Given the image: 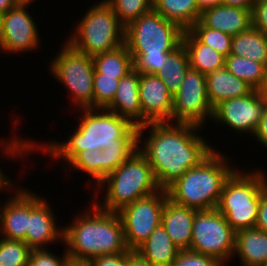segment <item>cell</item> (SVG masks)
I'll list each match as a JSON object with an SVG mask.
<instances>
[{"label": "cell", "instance_id": "28", "mask_svg": "<svg viewBox=\"0 0 267 266\" xmlns=\"http://www.w3.org/2000/svg\"><path fill=\"white\" fill-rule=\"evenodd\" d=\"M189 68L188 54L183 45H181L168 56L165 65L155 75L163 81L168 90L174 95L181 87Z\"/></svg>", "mask_w": 267, "mask_h": 266}, {"label": "cell", "instance_id": "5", "mask_svg": "<svg viewBox=\"0 0 267 266\" xmlns=\"http://www.w3.org/2000/svg\"><path fill=\"white\" fill-rule=\"evenodd\" d=\"M94 190V198L91 201L98 208L107 212H119L126 205L155 194L161 188L157 184L148 160L137 149L122 165L109 173ZM98 198L102 200L99 201Z\"/></svg>", "mask_w": 267, "mask_h": 266}, {"label": "cell", "instance_id": "8", "mask_svg": "<svg viewBox=\"0 0 267 266\" xmlns=\"http://www.w3.org/2000/svg\"><path fill=\"white\" fill-rule=\"evenodd\" d=\"M49 62V73L68 90L74 110L93 108V79L95 73L91 56L75 50L65 40ZM66 88V89H65Z\"/></svg>", "mask_w": 267, "mask_h": 266}, {"label": "cell", "instance_id": "33", "mask_svg": "<svg viewBox=\"0 0 267 266\" xmlns=\"http://www.w3.org/2000/svg\"><path fill=\"white\" fill-rule=\"evenodd\" d=\"M31 250L24 241L0 237V266H28Z\"/></svg>", "mask_w": 267, "mask_h": 266}, {"label": "cell", "instance_id": "48", "mask_svg": "<svg viewBox=\"0 0 267 266\" xmlns=\"http://www.w3.org/2000/svg\"><path fill=\"white\" fill-rule=\"evenodd\" d=\"M197 2L201 11L220 4V0H197Z\"/></svg>", "mask_w": 267, "mask_h": 266}, {"label": "cell", "instance_id": "9", "mask_svg": "<svg viewBox=\"0 0 267 266\" xmlns=\"http://www.w3.org/2000/svg\"><path fill=\"white\" fill-rule=\"evenodd\" d=\"M184 31L151 9L125 27L124 44L131 56L171 54L182 45Z\"/></svg>", "mask_w": 267, "mask_h": 266}, {"label": "cell", "instance_id": "1", "mask_svg": "<svg viewBox=\"0 0 267 266\" xmlns=\"http://www.w3.org/2000/svg\"><path fill=\"white\" fill-rule=\"evenodd\" d=\"M80 115L76 118L77 125L68 139L59 142L52 138L50 141H33L19 137L16 132L11 138H0V151L4 159L23 160L35 151L47 154L50 160H59L65 167L80 151L103 150L111 145H138V128L129 120L120 117L106 108L77 109ZM43 152V153H42ZM8 157V158H7ZM19 158V159H17ZM62 159V160H60ZM64 164V165H63Z\"/></svg>", "mask_w": 267, "mask_h": 266}, {"label": "cell", "instance_id": "29", "mask_svg": "<svg viewBox=\"0 0 267 266\" xmlns=\"http://www.w3.org/2000/svg\"><path fill=\"white\" fill-rule=\"evenodd\" d=\"M226 69L257 90L263 82L267 67L242 56L230 54L225 57Z\"/></svg>", "mask_w": 267, "mask_h": 266}, {"label": "cell", "instance_id": "31", "mask_svg": "<svg viewBox=\"0 0 267 266\" xmlns=\"http://www.w3.org/2000/svg\"><path fill=\"white\" fill-rule=\"evenodd\" d=\"M189 31L203 44L212 47L225 57L231 53L232 38L230 34L206 27L198 20Z\"/></svg>", "mask_w": 267, "mask_h": 266}, {"label": "cell", "instance_id": "4", "mask_svg": "<svg viewBox=\"0 0 267 266\" xmlns=\"http://www.w3.org/2000/svg\"><path fill=\"white\" fill-rule=\"evenodd\" d=\"M224 153L215 149L198 166L189 168L166 189L168 198L197 211L216 209L225 181L238 168Z\"/></svg>", "mask_w": 267, "mask_h": 266}, {"label": "cell", "instance_id": "25", "mask_svg": "<svg viewBox=\"0 0 267 266\" xmlns=\"http://www.w3.org/2000/svg\"><path fill=\"white\" fill-rule=\"evenodd\" d=\"M153 9L183 31L189 30L202 12L197 0H153Z\"/></svg>", "mask_w": 267, "mask_h": 266}, {"label": "cell", "instance_id": "43", "mask_svg": "<svg viewBox=\"0 0 267 266\" xmlns=\"http://www.w3.org/2000/svg\"><path fill=\"white\" fill-rule=\"evenodd\" d=\"M125 266H154L144 258H142L136 251H128Z\"/></svg>", "mask_w": 267, "mask_h": 266}, {"label": "cell", "instance_id": "22", "mask_svg": "<svg viewBox=\"0 0 267 266\" xmlns=\"http://www.w3.org/2000/svg\"><path fill=\"white\" fill-rule=\"evenodd\" d=\"M208 99L212 108L220 102L249 94L253 88L230 73L226 67L206 75Z\"/></svg>", "mask_w": 267, "mask_h": 266}, {"label": "cell", "instance_id": "3", "mask_svg": "<svg viewBox=\"0 0 267 266\" xmlns=\"http://www.w3.org/2000/svg\"><path fill=\"white\" fill-rule=\"evenodd\" d=\"M63 224V244L75 258L94 259L101 255L130 251L126 245L123 224L118 212H107L93 202Z\"/></svg>", "mask_w": 267, "mask_h": 266}, {"label": "cell", "instance_id": "27", "mask_svg": "<svg viewBox=\"0 0 267 266\" xmlns=\"http://www.w3.org/2000/svg\"><path fill=\"white\" fill-rule=\"evenodd\" d=\"M95 67L94 74L121 79L134 70V60L125 44L120 47L92 57Z\"/></svg>", "mask_w": 267, "mask_h": 266}, {"label": "cell", "instance_id": "46", "mask_svg": "<svg viewBox=\"0 0 267 266\" xmlns=\"http://www.w3.org/2000/svg\"><path fill=\"white\" fill-rule=\"evenodd\" d=\"M220 4L241 7L243 9H253L254 0H220Z\"/></svg>", "mask_w": 267, "mask_h": 266}, {"label": "cell", "instance_id": "38", "mask_svg": "<svg viewBox=\"0 0 267 266\" xmlns=\"http://www.w3.org/2000/svg\"><path fill=\"white\" fill-rule=\"evenodd\" d=\"M170 54H161L155 56H132L134 60V69L139 73L156 74L163 67Z\"/></svg>", "mask_w": 267, "mask_h": 266}, {"label": "cell", "instance_id": "14", "mask_svg": "<svg viewBox=\"0 0 267 266\" xmlns=\"http://www.w3.org/2000/svg\"><path fill=\"white\" fill-rule=\"evenodd\" d=\"M29 5H16L2 16L0 51L5 54L32 52L40 47L38 24L29 13Z\"/></svg>", "mask_w": 267, "mask_h": 266}, {"label": "cell", "instance_id": "12", "mask_svg": "<svg viewBox=\"0 0 267 266\" xmlns=\"http://www.w3.org/2000/svg\"><path fill=\"white\" fill-rule=\"evenodd\" d=\"M212 115L206 75L189 68L181 87L173 95L172 123H191L204 128L211 122Z\"/></svg>", "mask_w": 267, "mask_h": 266}, {"label": "cell", "instance_id": "41", "mask_svg": "<svg viewBox=\"0 0 267 266\" xmlns=\"http://www.w3.org/2000/svg\"><path fill=\"white\" fill-rule=\"evenodd\" d=\"M254 227L267 232V185L261 191L258 216Z\"/></svg>", "mask_w": 267, "mask_h": 266}, {"label": "cell", "instance_id": "32", "mask_svg": "<svg viewBox=\"0 0 267 266\" xmlns=\"http://www.w3.org/2000/svg\"><path fill=\"white\" fill-rule=\"evenodd\" d=\"M117 15L119 22L126 27L132 21L153 9V0H106Z\"/></svg>", "mask_w": 267, "mask_h": 266}, {"label": "cell", "instance_id": "34", "mask_svg": "<svg viewBox=\"0 0 267 266\" xmlns=\"http://www.w3.org/2000/svg\"><path fill=\"white\" fill-rule=\"evenodd\" d=\"M119 79L94 74L93 79V108H106L114 99L119 85Z\"/></svg>", "mask_w": 267, "mask_h": 266}, {"label": "cell", "instance_id": "37", "mask_svg": "<svg viewBox=\"0 0 267 266\" xmlns=\"http://www.w3.org/2000/svg\"><path fill=\"white\" fill-rule=\"evenodd\" d=\"M171 266H224L217 259L190 250H180Z\"/></svg>", "mask_w": 267, "mask_h": 266}, {"label": "cell", "instance_id": "26", "mask_svg": "<svg viewBox=\"0 0 267 266\" xmlns=\"http://www.w3.org/2000/svg\"><path fill=\"white\" fill-rule=\"evenodd\" d=\"M230 54L245 57L267 67V35L253 27L234 35Z\"/></svg>", "mask_w": 267, "mask_h": 266}, {"label": "cell", "instance_id": "20", "mask_svg": "<svg viewBox=\"0 0 267 266\" xmlns=\"http://www.w3.org/2000/svg\"><path fill=\"white\" fill-rule=\"evenodd\" d=\"M197 210L174 203L166 199L161 225L180 250H189L192 239V226Z\"/></svg>", "mask_w": 267, "mask_h": 266}, {"label": "cell", "instance_id": "18", "mask_svg": "<svg viewBox=\"0 0 267 266\" xmlns=\"http://www.w3.org/2000/svg\"><path fill=\"white\" fill-rule=\"evenodd\" d=\"M199 20L206 27L234 36L252 27V9L219 4L204 9Z\"/></svg>", "mask_w": 267, "mask_h": 266}, {"label": "cell", "instance_id": "13", "mask_svg": "<svg viewBox=\"0 0 267 266\" xmlns=\"http://www.w3.org/2000/svg\"><path fill=\"white\" fill-rule=\"evenodd\" d=\"M266 106L258 90L253 89L245 96L224 100L216 105L211 121H215L216 126L219 123L229 127L241 137L253 136Z\"/></svg>", "mask_w": 267, "mask_h": 266}, {"label": "cell", "instance_id": "21", "mask_svg": "<svg viewBox=\"0 0 267 266\" xmlns=\"http://www.w3.org/2000/svg\"><path fill=\"white\" fill-rule=\"evenodd\" d=\"M236 256L241 266H262L267 262V232L255 227L235 232Z\"/></svg>", "mask_w": 267, "mask_h": 266}, {"label": "cell", "instance_id": "19", "mask_svg": "<svg viewBox=\"0 0 267 266\" xmlns=\"http://www.w3.org/2000/svg\"><path fill=\"white\" fill-rule=\"evenodd\" d=\"M139 72L133 70L119 81L115 97L106 107L137 128L142 126V108L139 100Z\"/></svg>", "mask_w": 267, "mask_h": 266}, {"label": "cell", "instance_id": "39", "mask_svg": "<svg viewBox=\"0 0 267 266\" xmlns=\"http://www.w3.org/2000/svg\"><path fill=\"white\" fill-rule=\"evenodd\" d=\"M252 27L267 35V0L254 2Z\"/></svg>", "mask_w": 267, "mask_h": 266}, {"label": "cell", "instance_id": "23", "mask_svg": "<svg viewBox=\"0 0 267 266\" xmlns=\"http://www.w3.org/2000/svg\"><path fill=\"white\" fill-rule=\"evenodd\" d=\"M135 251L154 266H171L180 249L160 224Z\"/></svg>", "mask_w": 267, "mask_h": 266}, {"label": "cell", "instance_id": "51", "mask_svg": "<svg viewBox=\"0 0 267 266\" xmlns=\"http://www.w3.org/2000/svg\"><path fill=\"white\" fill-rule=\"evenodd\" d=\"M2 16L3 14L0 12V32H1Z\"/></svg>", "mask_w": 267, "mask_h": 266}, {"label": "cell", "instance_id": "10", "mask_svg": "<svg viewBox=\"0 0 267 266\" xmlns=\"http://www.w3.org/2000/svg\"><path fill=\"white\" fill-rule=\"evenodd\" d=\"M189 250L213 257L228 266L234 256L235 231L217 209L197 211Z\"/></svg>", "mask_w": 267, "mask_h": 266}, {"label": "cell", "instance_id": "42", "mask_svg": "<svg viewBox=\"0 0 267 266\" xmlns=\"http://www.w3.org/2000/svg\"><path fill=\"white\" fill-rule=\"evenodd\" d=\"M253 137L254 140L257 141V143L262 145L261 147H266L267 149V106L264 109L263 115Z\"/></svg>", "mask_w": 267, "mask_h": 266}, {"label": "cell", "instance_id": "6", "mask_svg": "<svg viewBox=\"0 0 267 266\" xmlns=\"http://www.w3.org/2000/svg\"><path fill=\"white\" fill-rule=\"evenodd\" d=\"M266 185L267 171L259 167L242 170L239 166L225 181L216 209L235 232L255 226L261 191Z\"/></svg>", "mask_w": 267, "mask_h": 266}, {"label": "cell", "instance_id": "47", "mask_svg": "<svg viewBox=\"0 0 267 266\" xmlns=\"http://www.w3.org/2000/svg\"><path fill=\"white\" fill-rule=\"evenodd\" d=\"M15 0H0V12L2 14L8 12L16 6Z\"/></svg>", "mask_w": 267, "mask_h": 266}, {"label": "cell", "instance_id": "17", "mask_svg": "<svg viewBox=\"0 0 267 266\" xmlns=\"http://www.w3.org/2000/svg\"><path fill=\"white\" fill-rule=\"evenodd\" d=\"M11 190L12 196L10 193L6 195L8 197L2 204L0 200V237L26 243L29 224V188L21 185Z\"/></svg>", "mask_w": 267, "mask_h": 266}, {"label": "cell", "instance_id": "40", "mask_svg": "<svg viewBox=\"0 0 267 266\" xmlns=\"http://www.w3.org/2000/svg\"><path fill=\"white\" fill-rule=\"evenodd\" d=\"M127 252L120 254L101 255L92 259L94 266H125Z\"/></svg>", "mask_w": 267, "mask_h": 266}, {"label": "cell", "instance_id": "50", "mask_svg": "<svg viewBox=\"0 0 267 266\" xmlns=\"http://www.w3.org/2000/svg\"><path fill=\"white\" fill-rule=\"evenodd\" d=\"M35 1L37 0H15L17 5H29V6Z\"/></svg>", "mask_w": 267, "mask_h": 266}, {"label": "cell", "instance_id": "49", "mask_svg": "<svg viewBox=\"0 0 267 266\" xmlns=\"http://www.w3.org/2000/svg\"><path fill=\"white\" fill-rule=\"evenodd\" d=\"M257 90L261 98L267 103V69L263 78V82Z\"/></svg>", "mask_w": 267, "mask_h": 266}, {"label": "cell", "instance_id": "30", "mask_svg": "<svg viewBox=\"0 0 267 266\" xmlns=\"http://www.w3.org/2000/svg\"><path fill=\"white\" fill-rule=\"evenodd\" d=\"M68 169V170H67ZM72 169V170H71ZM78 170L77 172L81 171L80 173H85L88 177L93 180L87 182L93 189L94 187L102 181V150H94V151H80L65 167L64 172ZM90 183V184H89Z\"/></svg>", "mask_w": 267, "mask_h": 266}, {"label": "cell", "instance_id": "7", "mask_svg": "<svg viewBox=\"0 0 267 266\" xmlns=\"http://www.w3.org/2000/svg\"><path fill=\"white\" fill-rule=\"evenodd\" d=\"M89 7L76 21L77 25L73 24L75 28H71L72 34H68L65 41L75 50L91 57L123 45L125 27L111 5L106 0H98Z\"/></svg>", "mask_w": 267, "mask_h": 266}, {"label": "cell", "instance_id": "36", "mask_svg": "<svg viewBox=\"0 0 267 266\" xmlns=\"http://www.w3.org/2000/svg\"><path fill=\"white\" fill-rule=\"evenodd\" d=\"M67 251L64 246L63 254L57 255L50 249H32L28 266H63Z\"/></svg>", "mask_w": 267, "mask_h": 266}, {"label": "cell", "instance_id": "44", "mask_svg": "<svg viewBox=\"0 0 267 266\" xmlns=\"http://www.w3.org/2000/svg\"><path fill=\"white\" fill-rule=\"evenodd\" d=\"M1 167V166H0ZM14 177L11 179L9 175H7L5 172H3L2 167L0 168V192L3 193L5 191L8 192V189L14 187L17 188L20 186V184H17V181L15 182ZM16 185V186H15ZM7 189V191H6Z\"/></svg>", "mask_w": 267, "mask_h": 266}, {"label": "cell", "instance_id": "45", "mask_svg": "<svg viewBox=\"0 0 267 266\" xmlns=\"http://www.w3.org/2000/svg\"><path fill=\"white\" fill-rule=\"evenodd\" d=\"M63 266H94L92 259L75 258L67 255Z\"/></svg>", "mask_w": 267, "mask_h": 266}, {"label": "cell", "instance_id": "24", "mask_svg": "<svg viewBox=\"0 0 267 266\" xmlns=\"http://www.w3.org/2000/svg\"><path fill=\"white\" fill-rule=\"evenodd\" d=\"M182 45L188 54L191 69L207 75L225 67V56L201 43L189 30L183 33Z\"/></svg>", "mask_w": 267, "mask_h": 266}, {"label": "cell", "instance_id": "35", "mask_svg": "<svg viewBox=\"0 0 267 266\" xmlns=\"http://www.w3.org/2000/svg\"><path fill=\"white\" fill-rule=\"evenodd\" d=\"M138 145H111L102 150V180L122 165Z\"/></svg>", "mask_w": 267, "mask_h": 266}, {"label": "cell", "instance_id": "15", "mask_svg": "<svg viewBox=\"0 0 267 266\" xmlns=\"http://www.w3.org/2000/svg\"><path fill=\"white\" fill-rule=\"evenodd\" d=\"M48 201L50 199H46V196H39L29 189V224L26 244L31 249H48V247L50 249L52 244H63L64 225L58 224L59 219Z\"/></svg>", "mask_w": 267, "mask_h": 266}, {"label": "cell", "instance_id": "2", "mask_svg": "<svg viewBox=\"0 0 267 266\" xmlns=\"http://www.w3.org/2000/svg\"><path fill=\"white\" fill-rule=\"evenodd\" d=\"M203 129L191 123L171 122L148 123L138 128L137 149L148 160L161 189L166 190L216 149L200 134Z\"/></svg>", "mask_w": 267, "mask_h": 266}, {"label": "cell", "instance_id": "16", "mask_svg": "<svg viewBox=\"0 0 267 266\" xmlns=\"http://www.w3.org/2000/svg\"><path fill=\"white\" fill-rule=\"evenodd\" d=\"M138 91L142 126L148 123H172L173 94L157 75L139 73Z\"/></svg>", "mask_w": 267, "mask_h": 266}, {"label": "cell", "instance_id": "11", "mask_svg": "<svg viewBox=\"0 0 267 266\" xmlns=\"http://www.w3.org/2000/svg\"><path fill=\"white\" fill-rule=\"evenodd\" d=\"M168 198L167 190L136 200L119 212L122 220L126 245L135 251L161 224L162 211Z\"/></svg>", "mask_w": 267, "mask_h": 266}]
</instances>
